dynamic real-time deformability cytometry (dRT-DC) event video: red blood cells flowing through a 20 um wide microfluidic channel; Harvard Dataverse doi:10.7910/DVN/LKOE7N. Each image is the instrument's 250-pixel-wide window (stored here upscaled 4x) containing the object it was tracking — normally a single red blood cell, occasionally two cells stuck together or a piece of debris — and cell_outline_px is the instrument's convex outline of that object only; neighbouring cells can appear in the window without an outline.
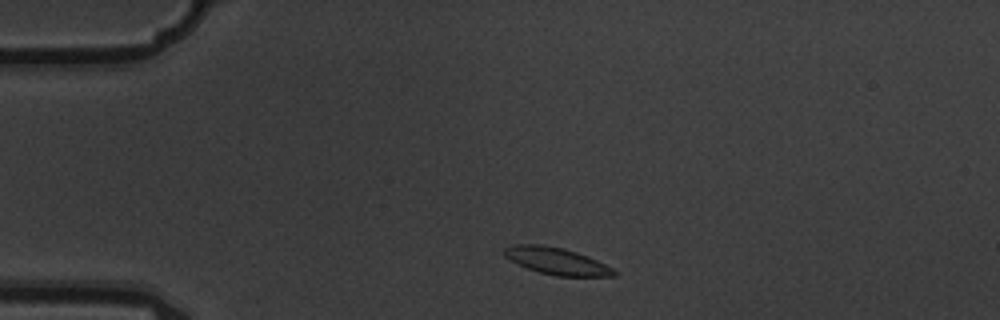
{"species": "common noctule bat (a hibernating species)", "species_latin": "Nyctalus noctula", "temperature_condition": "warm", "stored_images_in_passage": 2, "camera_frame_rate_fps": 3000, "um_per_image_px": 0.085, "animal": {"sex": "male", "body_mass_g": 19.5, "forearm_length_mm": 54.6}, "frame": {"image": 1, "passage_image": 1, "time_ms": 0.0, "image_size_px": [1000, 320], "cell_outline_px": [[616, 276], [556, 276], [540, 272], [528, 268], [504, 256], [504, 248], [512, 244], [540, 244], [564, 248], [588, 256], [612, 268], [616, 272]], "centroid_in_image_um": [47.31, 22.18], "position_along_channel_um": 37.7, "area_um2": 16.99}}